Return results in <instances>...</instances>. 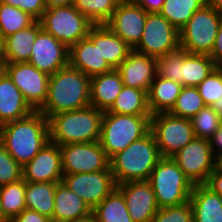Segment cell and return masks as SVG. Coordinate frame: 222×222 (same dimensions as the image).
Returning <instances> with one entry per match:
<instances>
[{
    "label": "cell",
    "mask_w": 222,
    "mask_h": 222,
    "mask_svg": "<svg viewBox=\"0 0 222 222\" xmlns=\"http://www.w3.org/2000/svg\"><path fill=\"white\" fill-rule=\"evenodd\" d=\"M3 72V67L0 65V74Z\"/></svg>",
    "instance_id": "56"
},
{
    "label": "cell",
    "mask_w": 222,
    "mask_h": 222,
    "mask_svg": "<svg viewBox=\"0 0 222 222\" xmlns=\"http://www.w3.org/2000/svg\"><path fill=\"white\" fill-rule=\"evenodd\" d=\"M182 87L178 82L156 75L147 92L151 115L169 113Z\"/></svg>",
    "instance_id": "25"
},
{
    "label": "cell",
    "mask_w": 222,
    "mask_h": 222,
    "mask_svg": "<svg viewBox=\"0 0 222 222\" xmlns=\"http://www.w3.org/2000/svg\"><path fill=\"white\" fill-rule=\"evenodd\" d=\"M62 182L93 210L116 187L111 167L92 173L63 174Z\"/></svg>",
    "instance_id": "14"
},
{
    "label": "cell",
    "mask_w": 222,
    "mask_h": 222,
    "mask_svg": "<svg viewBox=\"0 0 222 222\" xmlns=\"http://www.w3.org/2000/svg\"><path fill=\"white\" fill-rule=\"evenodd\" d=\"M70 222H97L95 215L93 214V212H91L90 214L81 217V218H77L73 221Z\"/></svg>",
    "instance_id": "50"
},
{
    "label": "cell",
    "mask_w": 222,
    "mask_h": 222,
    "mask_svg": "<svg viewBox=\"0 0 222 222\" xmlns=\"http://www.w3.org/2000/svg\"><path fill=\"white\" fill-rule=\"evenodd\" d=\"M3 71L19 88L25 101L34 111L45 103L48 95L49 77L28 62L5 63Z\"/></svg>",
    "instance_id": "12"
},
{
    "label": "cell",
    "mask_w": 222,
    "mask_h": 222,
    "mask_svg": "<svg viewBox=\"0 0 222 222\" xmlns=\"http://www.w3.org/2000/svg\"><path fill=\"white\" fill-rule=\"evenodd\" d=\"M205 106L197 87L183 86L169 113L176 117L191 119Z\"/></svg>",
    "instance_id": "36"
},
{
    "label": "cell",
    "mask_w": 222,
    "mask_h": 222,
    "mask_svg": "<svg viewBox=\"0 0 222 222\" xmlns=\"http://www.w3.org/2000/svg\"><path fill=\"white\" fill-rule=\"evenodd\" d=\"M151 222H193L190 201L179 206L159 208Z\"/></svg>",
    "instance_id": "40"
},
{
    "label": "cell",
    "mask_w": 222,
    "mask_h": 222,
    "mask_svg": "<svg viewBox=\"0 0 222 222\" xmlns=\"http://www.w3.org/2000/svg\"><path fill=\"white\" fill-rule=\"evenodd\" d=\"M183 63V49L179 48L164 56L156 58L157 75L171 79L181 84V65Z\"/></svg>",
    "instance_id": "38"
},
{
    "label": "cell",
    "mask_w": 222,
    "mask_h": 222,
    "mask_svg": "<svg viewBox=\"0 0 222 222\" xmlns=\"http://www.w3.org/2000/svg\"><path fill=\"white\" fill-rule=\"evenodd\" d=\"M151 115L116 114L105 111L102 117L100 144L107 157L123 151L133 141L150 131Z\"/></svg>",
    "instance_id": "5"
},
{
    "label": "cell",
    "mask_w": 222,
    "mask_h": 222,
    "mask_svg": "<svg viewBox=\"0 0 222 222\" xmlns=\"http://www.w3.org/2000/svg\"><path fill=\"white\" fill-rule=\"evenodd\" d=\"M208 3L221 15L222 17V0H208Z\"/></svg>",
    "instance_id": "51"
},
{
    "label": "cell",
    "mask_w": 222,
    "mask_h": 222,
    "mask_svg": "<svg viewBox=\"0 0 222 222\" xmlns=\"http://www.w3.org/2000/svg\"><path fill=\"white\" fill-rule=\"evenodd\" d=\"M150 131L163 158H172L195 137L190 119L170 113L151 115Z\"/></svg>",
    "instance_id": "9"
},
{
    "label": "cell",
    "mask_w": 222,
    "mask_h": 222,
    "mask_svg": "<svg viewBox=\"0 0 222 222\" xmlns=\"http://www.w3.org/2000/svg\"><path fill=\"white\" fill-rule=\"evenodd\" d=\"M42 29L40 21L30 27L17 31L5 38L6 63L28 62L32 52V44Z\"/></svg>",
    "instance_id": "26"
},
{
    "label": "cell",
    "mask_w": 222,
    "mask_h": 222,
    "mask_svg": "<svg viewBox=\"0 0 222 222\" xmlns=\"http://www.w3.org/2000/svg\"><path fill=\"white\" fill-rule=\"evenodd\" d=\"M159 208L179 206L189 201L193 183L173 158H161L148 179Z\"/></svg>",
    "instance_id": "6"
},
{
    "label": "cell",
    "mask_w": 222,
    "mask_h": 222,
    "mask_svg": "<svg viewBox=\"0 0 222 222\" xmlns=\"http://www.w3.org/2000/svg\"><path fill=\"white\" fill-rule=\"evenodd\" d=\"M217 167L222 171V158L217 160Z\"/></svg>",
    "instance_id": "55"
},
{
    "label": "cell",
    "mask_w": 222,
    "mask_h": 222,
    "mask_svg": "<svg viewBox=\"0 0 222 222\" xmlns=\"http://www.w3.org/2000/svg\"><path fill=\"white\" fill-rule=\"evenodd\" d=\"M116 70L120 73L124 86L148 92L157 75L156 58L132 50Z\"/></svg>",
    "instance_id": "20"
},
{
    "label": "cell",
    "mask_w": 222,
    "mask_h": 222,
    "mask_svg": "<svg viewBox=\"0 0 222 222\" xmlns=\"http://www.w3.org/2000/svg\"><path fill=\"white\" fill-rule=\"evenodd\" d=\"M190 121L194 136L207 140H209L222 125V118L212 106L208 105L195 114Z\"/></svg>",
    "instance_id": "37"
},
{
    "label": "cell",
    "mask_w": 222,
    "mask_h": 222,
    "mask_svg": "<svg viewBox=\"0 0 222 222\" xmlns=\"http://www.w3.org/2000/svg\"><path fill=\"white\" fill-rule=\"evenodd\" d=\"M209 142L215 159L222 158V125L209 139Z\"/></svg>",
    "instance_id": "46"
},
{
    "label": "cell",
    "mask_w": 222,
    "mask_h": 222,
    "mask_svg": "<svg viewBox=\"0 0 222 222\" xmlns=\"http://www.w3.org/2000/svg\"><path fill=\"white\" fill-rule=\"evenodd\" d=\"M146 13H159L165 0H133Z\"/></svg>",
    "instance_id": "45"
},
{
    "label": "cell",
    "mask_w": 222,
    "mask_h": 222,
    "mask_svg": "<svg viewBox=\"0 0 222 222\" xmlns=\"http://www.w3.org/2000/svg\"><path fill=\"white\" fill-rule=\"evenodd\" d=\"M23 179L29 182L62 181V161L60 146L51 141L22 167Z\"/></svg>",
    "instance_id": "19"
},
{
    "label": "cell",
    "mask_w": 222,
    "mask_h": 222,
    "mask_svg": "<svg viewBox=\"0 0 222 222\" xmlns=\"http://www.w3.org/2000/svg\"><path fill=\"white\" fill-rule=\"evenodd\" d=\"M23 178L22 166L8 153L0 142V186Z\"/></svg>",
    "instance_id": "39"
},
{
    "label": "cell",
    "mask_w": 222,
    "mask_h": 222,
    "mask_svg": "<svg viewBox=\"0 0 222 222\" xmlns=\"http://www.w3.org/2000/svg\"><path fill=\"white\" fill-rule=\"evenodd\" d=\"M69 48L43 28L38 32L28 63L52 75L69 64Z\"/></svg>",
    "instance_id": "17"
},
{
    "label": "cell",
    "mask_w": 222,
    "mask_h": 222,
    "mask_svg": "<svg viewBox=\"0 0 222 222\" xmlns=\"http://www.w3.org/2000/svg\"><path fill=\"white\" fill-rule=\"evenodd\" d=\"M161 158L154 135L149 131L110 159L111 172L116 184L148 180Z\"/></svg>",
    "instance_id": "4"
},
{
    "label": "cell",
    "mask_w": 222,
    "mask_h": 222,
    "mask_svg": "<svg viewBox=\"0 0 222 222\" xmlns=\"http://www.w3.org/2000/svg\"><path fill=\"white\" fill-rule=\"evenodd\" d=\"M205 185L222 196V171L218 167L210 174Z\"/></svg>",
    "instance_id": "44"
},
{
    "label": "cell",
    "mask_w": 222,
    "mask_h": 222,
    "mask_svg": "<svg viewBox=\"0 0 222 222\" xmlns=\"http://www.w3.org/2000/svg\"><path fill=\"white\" fill-rule=\"evenodd\" d=\"M0 222H10V220L6 217L2 210L1 202H0Z\"/></svg>",
    "instance_id": "54"
},
{
    "label": "cell",
    "mask_w": 222,
    "mask_h": 222,
    "mask_svg": "<svg viewBox=\"0 0 222 222\" xmlns=\"http://www.w3.org/2000/svg\"><path fill=\"white\" fill-rule=\"evenodd\" d=\"M221 21V15L209 3L205 4L179 30L180 48L190 54L210 55Z\"/></svg>",
    "instance_id": "7"
},
{
    "label": "cell",
    "mask_w": 222,
    "mask_h": 222,
    "mask_svg": "<svg viewBox=\"0 0 222 222\" xmlns=\"http://www.w3.org/2000/svg\"><path fill=\"white\" fill-rule=\"evenodd\" d=\"M92 210L81 197L62 181L56 184L53 222H70L90 214Z\"/></svg>",
    "instance_id": "24"
},
{
    "label": "cell",
    "mask_w": 222,
    "mask_h": 222,
    "mask_svg": "<svg viewBox=\"0 0 222 222\" xmlns=\"http://www.w3.org/2000/svg\"><path fill=\"white\" fill-rule=\"evenodd\" d=\"M46 8L74 4V0H44Z\"/></svg>",
    "instance_id": "48"
},
{
    "label": "cell",
    "mask_w": 222,
    "mask_h": 222,
    "mask_svg": "<svg viewBox=\"0 0 222 222\" xmlns=\"http://www.w3.org/2000/svg\"><path fill=\"white\" fill-rule=\"evenodd\" d=\"M214 62L222 59V21L215 39L211 54L209 55Z\"/></svg>",
    "instance_id": "47"
},
{
    "label": "cell",
    "mask_w": 222,
    "mask_h": 222,
    "mask_svg": "<svg viewBox=\"0 0 222 222\" xmlns=\"http://www.w3.org/2000/svg\"><path fill=\"white\" fill-rule=\"evenodd\" d=\"M215 62L206 54H190L183 50L181 85L197 87L213 70Z\"/></svg>",
    "instance_id": "28"
},
{
    "label": "cell",
    "mask_w": 222,
    "mask_h": 222,
    "mask_svg": "<svg viewBox=\"0 0 222 222\" xmlns=\"http://www.w3.org/2000/svg\"><path fill=\"white\" fill-rule=\"evenodd\" d=\"M69 65L89 77L113 70L99 52V25H93L86 38L69 48Z\"/></svg>",
    "instance_id": "16"
},
{
    "label": "cell",
    "mask_w": 222,
    "mask_h": 222,
    "mask_svg": "<svg viewBox=\"0 0 222 222\" xmlns=\"http://www.w3.org/2000/svg\"><path fill=\"white\" fill-rule=\"evenodd\" d=\"M60 150L63 174L92 173L110 167L99 141L61 145Z\"/></svg>",
    "instance_id": "13"
},
{
    "label": "cell",
    "mask_w": 222,
    "mask_h": 222,
    "mask_svg": "<svg viewBox=\"0 0 222 222\" xmlns=\"http://www.w3.org/2000/svg\"><path fill=\"white\" fill-rule=\"evenodd\" d=\"M133 49L105 24L99 25V52L116 69Z\"/></svg>",
    "instance_id": "29"
},
{
    "label": "cell",
    "mask_w": 222,
    "mask_h": 222,
    "mask_svg": "<svg viewBox=\"0 0 222 222\" xmlns=\"http://www.w3.org/2000/svg\"><path fill=\"white\" fill-rule=\"evenodd\" d=\"M123 193L128 213L134 222H151L159 206L148 180L118 184Z\"/></svg>",
    "instance_id": "18"
},
{
    "label": "cell",
    "mask_w": 222,
    "mask_h": 222,
    "mask_svg": "<svg viewBox=\"0 0 222 222\" xmlns=\"http://www.w3.org/2000/svg\"><path fill=\"white\" fill-rule=\"evenodd\" d=\"M207 3L208 0H165L159 13L180 30Z\"/></svg>",
    "instance_id": "32"
},
{
    "label": "cell",
    "mask_w": 222,
    "mask_h": 222,
    "mask_svg": "<svg viewBox=\"0 0 222 222\" xmlns=\"http://www.w3.org/2000/svg\"><path fill=\"white\" fill-rule=\"evenodd\" d=\"M215 69L222 76V59L215 62Z\"/></svg>",
    "instance_id": "53"
},
{
    "label": "cell",
    "mask_w": 222,
    "mask_h": 222,
    "mask_svg": "<svg viewBox=\"0 0 222 222\" xmlns=\"http://www.w3.org/2000/svg\"><path fill=\"white\" fill-rule=\"evenodd\" d=\"M212 108L222 118V96L220 98H218L217 101L214 104H212Z\"/></svg>",
    "instance_id": "52"
},
{
    "label": "cell",
    "mask_w": 222,
    "mask_h": 222,
    "mask_svg": "<svg viewBox=\"0 0 222 222\" xmlns=\"http://www.w3.org/2000/svg\"><path fill=\"white\" fill-rule=\"evenodd\" d=\"M10 222H52V220L37 211L26 208L19 215L13 217Z\"/></svg>",
    "instance_id": "43"
},
{
    "label": "cell",
    "mask_w": 222,
    "mask_h": 222,
    "mask_svg": "<svg viewBox=\"0 0 222 222\" xmlns=\"http://www.w3.org/2000/svg\"><path fill=\"white\" fill-rule=\"evenodd\" d=\"M108 112L128 115H151L147 92L138 88L123 86Z\"/></svg>",
    "instance_id": "30"
},
{
    "label": "cell",
    "mask_w": 222,
    "mask_h": 222,
    "mask_svg": "<svg viewBox=\"0 0 222 222\" xmlns=\"http://www.w3.org/2000/svg\"><path fill=\"white\" fill-rule=\"evenodd\" d=\"M56 182L26 181L25 204L27 209L47 216L53 222Z\"/></svg>",
    "instance_id": "27"
},
{
    "label": "cell",
    "mask_w": 222,
    "mask_h": 222,
    "mask_svg": "<svg viewBox=\"0 0 222 222\" xmlns=\"http://www.w3.org/2000/svg\"><path fill=\"white\" fill-rule=\"evenodd\" d=\"M90 106V77L69 64L49 77L48 95L38 110L51 115Z\"/></svg>",
    "instance_id": "2"
},
{
    "label": "cell",
    "mask_w": 222,
    "mask_h": 222,
    "mask_svg": "<svg viewBox=\"0 0 222 222\" xmlns=\"http://www.w3.org/2000/svg\"><path fill=\"white\" fill-rule=\"evenodd\" d=\"M34 110L3 71L0 74V125L29 116Z\"/></svg>",
    "instance_id": "21"
},
{
    "label": "cell",
    "mask_w": 222,
    "mask_h": 222,
    "mask_svg": "<svg viewBox=\"0 0 222 222\" xmlns=\"http://www.w3.org/2000/svg\"><path fill=\"white\" fill-rule=\"evenodd\" d=\"M147 14L133 0H121L105 25L134 49L141 40Z\"/></svg>",
    "instance_id": "15"
},
{
    "label": "cell",
    "mask_w": 222,
    "mask_h": 222,
    "mask_svg": "<svg viewBox=\"0 0 222 222\" xmlns=\"http://www.w3.org/2000/svg\"><path fill=\"white\" fill-rule=\"evenodd\" d=\"M6 63L5 57V38L0 32V65L3 67Z\"/></svg>",
    "instance_id": "49"
},
{
    "label": "cell",
    "mask_w": 222,
    "mask_h": 222,
    "mask_svg": "<svg viewBox=\"0 0 222 222\" xmlns=\"http://www.w3.org/2000/svg\"><path fill=\"white\" fill-rule=\"evenodd\" d=\"M25 192L26 181L23 178L16 182L0 186L2 210L9 220L26 209Z\"/></svg>",
    "instance_id": "33"
},
{
    "label": "cell",
    "mask_w": 222,
    "mask_h": 222,
    "mask_svg": "<svg viewBox=\"0 0 222 222\" xmlns=\"http://www.w3.org/2000/svg\"><path fill=\"white\" fill-rule=\"evenodd\" d=\"M179 48V30L160 13H148L141 40L133 50L158 58Z\"/></svg>",
    "instance_id": "10"
},
{
    "label": "cell",
    "mask_w": 222,
    "mask_h": 222,
    "mask_svg": "<svg viewBox=\"0 0 222 222\" xmlns=\"http://www.w3.org/2000/svg\"><path fill=\"white\" fill-rule=\"evenodd\" d=\"M92 212L97 222H134L128 213L124 195L117 187Z\"/></svg>",
    "instance_id": "31"
},
{
    "label": "cell",
    "mask_w": 222,
    "mask_h": 222,
    "mask_svg": "<svg viewBox=\"0 0 222 222\" xmlns=\"http://www.w3.org/2000/svg\"><path fill=\"white\" fill-rule=\"evenodd\" d=\"M49 141L48 119L39 111L3 124L0 129V142L22 167Z\"/></svg>",
    "instance_id": "1"
},
{
    "label": "cell",
    "mask_w": 222,
    "mask_h": 222,
    "mask_svg": "<svg viewBox=\"0 0 222 222\" xmlns=\"http://www.w3.org/2000/svg\"><path fill=\"white\" fill-rule=\"evenodd\" d=\"M123 86L120 73L116 69L90 77V106L103 112L108 111Z\"/></svg>",
    "instance_id": "22"
},
{
    "label": "cell",
    "mask_w": 222,
    "mask_h": 222,
    "mask_svg": "<svg viewBox=\"0 0 222 222\" xmlns=\"http://www.w3.org/2000/svg\"><path fill=\"white\" fill-rule=\"evenodd\" d=\"M205 105L212 106L222 96V76L214 69L198 86Z\"/></svg>",
    "instance_id": "41"
},
{
    "label": "cell",
    "mask_w": 222,
    "mask_h": 222,
    "mask_svg": "<svg viewBox=\"0 0 222 222\" xmlns=\"http://www.w3.org/2000/svg\"><path fill=\"white\" fill-rule=\"evenodd\" d=\"M189 201L193 222H222V196L205 184L193 185Z\"/></svg>",
    "instance_id": "23"
},
{
    "label": "cell",
    "mask_w": 222,
    "mask_h": 222,
    "mask_svg": "<svg viewBox=\"0 0 222 222\" xmlns=\"http://www.w3.org/2000/svg\"><path fill=\"white\" fill-rule=\"evenodd\" d=\"M0 2L29 13L37 21L42 18L46 10L44 0H0Z\"/></svg>",
    "instance_id": "42"
},
{
    "label": "cell",
    "mask_w": 222,
    "mask_h": 222,
    "mask_svg": "<svg viewBox=\"0 0 222 222\" xmlns=\"http://www.w3.org/2000/svg\"><path fill=\"white\" fill-rule=\"evenodd\" d=\"M172 158L193 185L205 184L217 167L209 140L198 137H194Z\"/></svg>",
    "instance_id": "11"
},
{
    "label": "cell",
    "mask_w": 222,
    "mask_h": 222,
    "mask_svg": "<svg viewBox=\"0 0 222 222\" xmlns=\"http://www.w3.org/2000/svg\"><path fill=\"white\" fill-rule=\"evenodd\" d=\"M39 21L46 32L67 48L86 38L94 25L73 4L46 8Z\"/></svg>",
    "instance_id": "8"
},
{
    "label": "cell",
    "mask_w": 222,
    "mask_h": 222,
    "mask_svg": "<svg viewBox=\"0 0 222 222\" xmlns=\"http://www.w3.org/2000/svg\"><path fill=\"white\" fill-rule=\"evenodd\" d=\"M36 21L29 13L0 2V32L4 38L30 27Z\"/></svg>",
    "instance_id": "34"
},
{
    "label": "cell",
    "mask_w": 222,
    "mask_h": 222,
    "mask_svg": "<svg viewBox=\"0 0 222 222\" xmlns=\"http://www.w3.org/2000/svg\"><path fill=\"white\" fill-rule=\"evenodd\" d=\"M104 112L88 106L49 116V140L61 145L89 143L100 140Z\"/></svg>",
    "instance_id": "3"
},
{
    "label": "cell",
    "mask_w": 222,
    "mask_h": 222,
    "mask_svg": "<svg viewBox=\"0 0 222 222\" xmlns=\"http://www.w3.org/2000/svg\"><path fill=\"white\" fill-rule=\"evenodd\" d=\"M121 0H74V6L94 25L105 24Z\"/></svg>",
    "instance_id": "35"
}]
</instances>
